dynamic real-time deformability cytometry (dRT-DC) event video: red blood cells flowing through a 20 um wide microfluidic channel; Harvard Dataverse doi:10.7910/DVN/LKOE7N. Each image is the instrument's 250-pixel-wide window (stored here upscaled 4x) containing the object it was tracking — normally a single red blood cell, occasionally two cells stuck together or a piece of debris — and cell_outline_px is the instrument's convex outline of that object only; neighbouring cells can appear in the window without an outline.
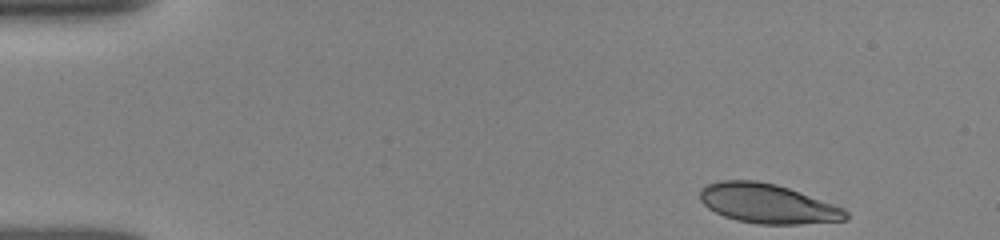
{"species": "human", "species_latin": "Homo sapiens", "temperature_condition": "room temperature", "stored_images_in_passage": 47, "camera_frame_rate_fps": 3000, "um_per_image_px": 0.085, "donor": {"sex": "female"}, "frame": {"image": 1, "passage_image": 1, "time_ms": 0.0, "image_size_px": [1000, 240], "cell_outline_px": [[848, 220], [800, 224], [756, 224], [736, 220], [724, 216], [708, 208], [700, 200], [700, 188], [708, 184], [720, 180], [756, 180], [776, 184], [788, 188], [844, 208], [848, 212]], "centroid_in_image_um": [65.23, 17.31], "position_along_channel_um": 19.8, "area_um2": 33.52}}
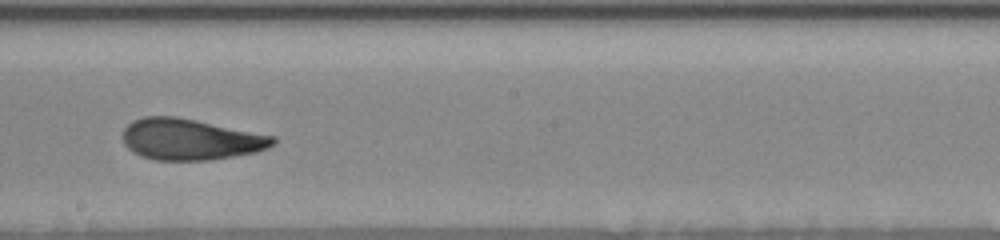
{"frame": {"image": 2, "passage_image": 25, "time_ms": 8.0, "image_size_px": [1000, 240], "cell_outline_px": [[276, 140], [268, 148], [256, 152], [208, 160], [156, 160], [140, 156], [132, 152], [124, 144], [124, 128], [132, 120], [144, 116], [176, 116], [276, 136]], "centroid_in_image_um": [16.16, 11.84], "position_along_channel_um": 232.0, "area_um2": 36.01}}
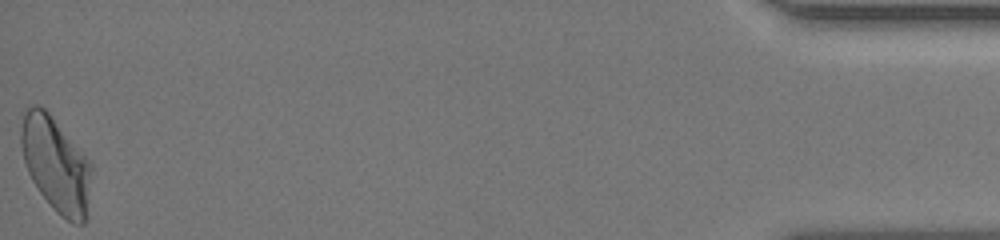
{"frame": {"image": 3, "passage_image": 47, "time_ms": 15.333, "image_size_px": [1000, 240], "cell_outline_px": [[92, 168], [84, 224], [72, 224], [60, 216], [56, 212], [40, 192], [32, 180], [28, 172], [24, 160], [20, 144], [20, 112], [28, 104], [36, 104], [44, 108], [48, 112], [92, 164]], "centroid_in_image_um": [4.69, 13.92], "position_along_channel_um": 430.5, "area_um2": 38.96}, "authors_computed_cell_mechanics": {"area_um2": 36.0094, "velocity_mm_per_s": 3.9116, "shape_relaxation_time_tau1_ms": 6.855, "shape_relaxation_time_tau2_ms": 1.7842, "deformation_change_tau1": 0.202, "deformation_change_tau2": 0.075}}